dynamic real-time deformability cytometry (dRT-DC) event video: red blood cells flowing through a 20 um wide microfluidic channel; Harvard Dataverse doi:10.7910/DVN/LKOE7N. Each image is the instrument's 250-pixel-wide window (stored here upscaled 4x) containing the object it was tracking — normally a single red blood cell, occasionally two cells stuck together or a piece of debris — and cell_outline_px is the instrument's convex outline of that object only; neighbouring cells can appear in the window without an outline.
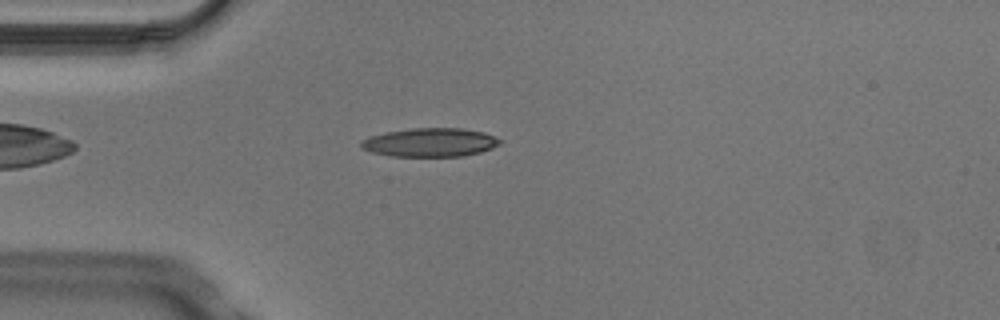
{"species": "Egyptian fruit bat (a non-hibernating species)", "species_latin": "Rousettus aegyptiacus", "temperature_condition": "cold", "stored_images_in_passage": 5, "camera_frame_rate_fps": 3000, "um_per_image_px": 0.085, "animal": {"sex": "male"}, "frame": {"image": 1, "passage_image": 4, "time_ms": 1.0, "image_size_px": [1000, 320], "cell_outline_px": [[504, 140], [500, 144], [492, 148], [480, 152], [464, 156], [388, 156], [372, 152], [360, 148], [360, 140], [368, 136], [384, 132], [412, 128], [460, 128], [484, 132]], "centroid_in_image_um": [36.54, 12.1], "position_along_channel_um": 48.5, "area_um2": 23.47}}